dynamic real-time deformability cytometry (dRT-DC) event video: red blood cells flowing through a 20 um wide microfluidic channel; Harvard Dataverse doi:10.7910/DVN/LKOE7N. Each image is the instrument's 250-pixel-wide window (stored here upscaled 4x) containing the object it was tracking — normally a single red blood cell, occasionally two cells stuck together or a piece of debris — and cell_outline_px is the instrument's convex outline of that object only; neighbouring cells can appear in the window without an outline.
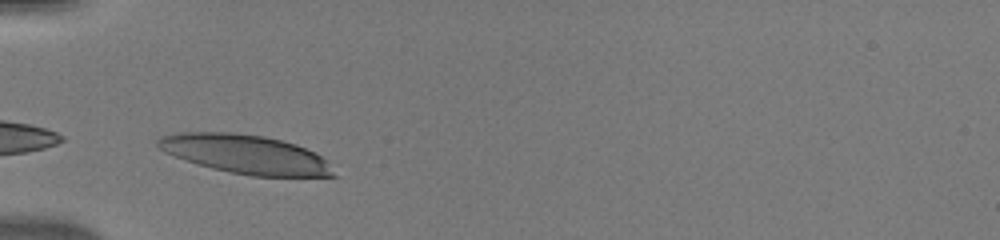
{"species": "human", "species_latin": "Homo sapiens", "temperature_condition": "warm", "stored_images_in_passage": 23, "camera_frame_rate_fps": 3000, "um_per_image_px": 0.085, "donor": {"sex": "male"}, "frame": {"image": 1, "passage_image": 1, "time_ms": 0.0, "image_size_px": [1000, 240], "cell_outline_px": [[336, 176], [252, 176], [212, 168], [164, 152], [156, 148], [156, 140], [160, 136], [180, 132], [232, 132], [264, 136], [296, 144], [320, 156], [324, 160]], "centroid_in_image_um": [20.79, 13.09], "position_along_channel_um": 64.2, "area_um2": 39.25}}
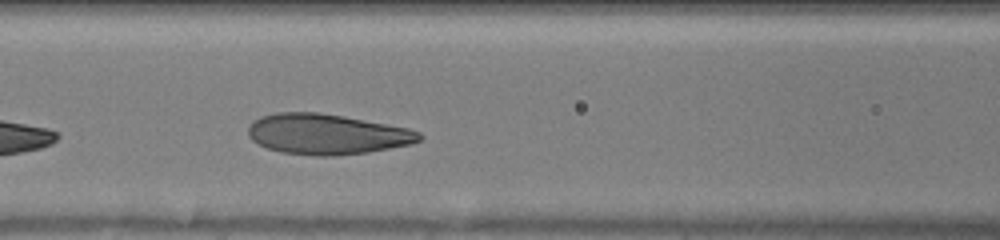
{"frame": {"image": 2, "passage_image": 7, "time_ms": 2.0, "image_size_px": [1000, 240], "cell_outline_px": [[424, 136], [420, 140], [412, 144], [368, 152], [332, 156], [316, 156], [280, 152], [268, 148], [252, 140], [248, 136], [248, 128], [252, 120], [260, 116], [276, 112], [320, 112], [344, 116], [408, 128], [420, 132]], "centroid_in_image_um": [27.77, 11.4], "position_along_channel_um": 138.8, "area_um2": 40.52}}
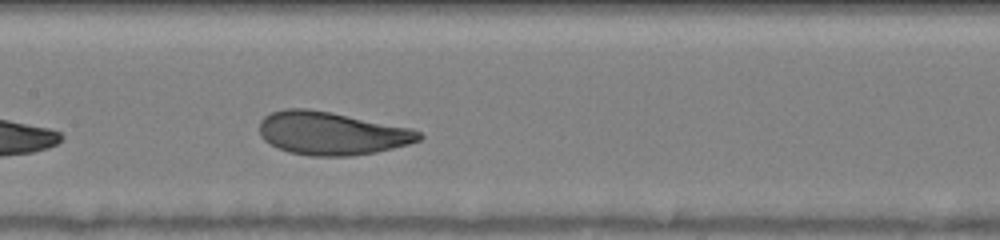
{"frame": {"image": 3, "passage_image": 10, "time_ms": 3.0, "image_size_px": [1000, 240], "cell_outline_px": [[424, 136], [420, 140], [408, 144], [376, 152], [352, 156], [308, 156], [288, 152], [264, 140], [260, 136], [260, 120], [264, 116], [272, 112], [284, 108], [308, 108], [332, 112], [412, 128], [420, 132]], "centroid_in_image_um": [28.19, 11.32], "position_along_channel_um": 179.2, "area_um2": 40.29}}